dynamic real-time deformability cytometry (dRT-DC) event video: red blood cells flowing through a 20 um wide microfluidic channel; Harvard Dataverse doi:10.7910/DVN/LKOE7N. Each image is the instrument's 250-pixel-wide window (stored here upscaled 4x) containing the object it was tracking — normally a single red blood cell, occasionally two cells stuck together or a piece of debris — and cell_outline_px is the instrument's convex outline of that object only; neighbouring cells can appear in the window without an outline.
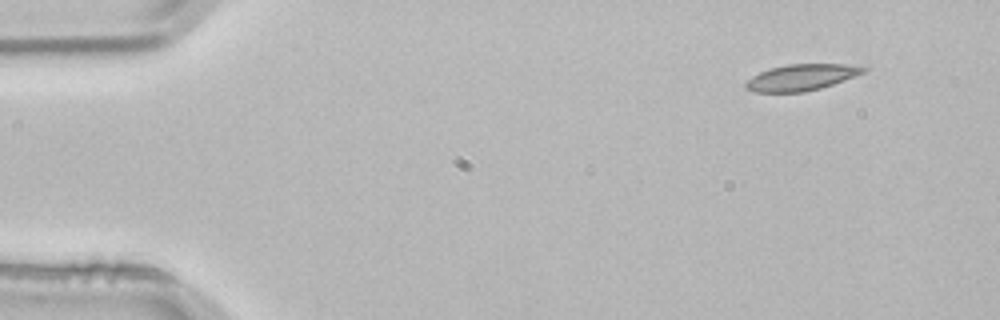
{"species": "common noctule bat (a hibernating species)", "species_latin": "Nyctalus noctula", "temperature_condition": "room temperature", "stored_images_in_passage": 3, "camera_frame_rate_fps": 3000, "um_per_image_px": 0.085, "animal": {"sex": "male", "body_mass_g": 21.5, "forearm_length_mm": 52.0}, "frame": {"image": 1, "passage_image": 1, "time_ms": 0.0, "image_size_px": [1000, 320], "cell_outline_px": [[868, 68], [864, 72], [844, 80], [820, 88], [804, 92], [752, 92], [744, 88], [744, 80], [760, 72], [772, 68], [788, 64], [844, 64]], "centroid_in_image_um": [68.04, 6.59], "position_along_channel_um": 17.0, "area_um2": 17.92}}